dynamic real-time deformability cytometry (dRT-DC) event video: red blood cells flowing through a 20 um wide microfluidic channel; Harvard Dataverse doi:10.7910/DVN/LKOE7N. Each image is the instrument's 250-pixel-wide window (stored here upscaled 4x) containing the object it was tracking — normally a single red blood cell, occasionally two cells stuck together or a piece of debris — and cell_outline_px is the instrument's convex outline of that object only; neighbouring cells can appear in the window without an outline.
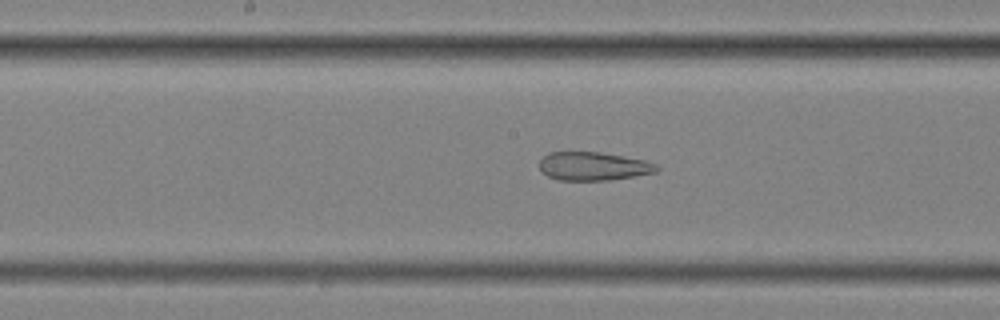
{"species": "common noctule bat (a hibernating species)", "species_latin": "Nyctalus noctula", "temperature_condition": "cold", "stored_images_in_passage": 43, "camera_frame_rate_fps": 3000, "um_per_image_px": 0.085, "animal": {"sex": "female", "body_mass_g": 25.1}, "frame": {"image": 1, "passage_image": 15, "time_ms": 4.667, "image_size_px": [1000, 320], "cell_outline_px": [[660, 168], [656, 172], [608, 180], [556, 180], [548, 176], [540, 168], [540, 160], [548, 152], [600, 152], [624, 156], [644, 160], [656, 164]], "centroid_in_image_um": [50.43, 14.12], "position_along_channel_um": 197.8, "area_um2": 19.31}}
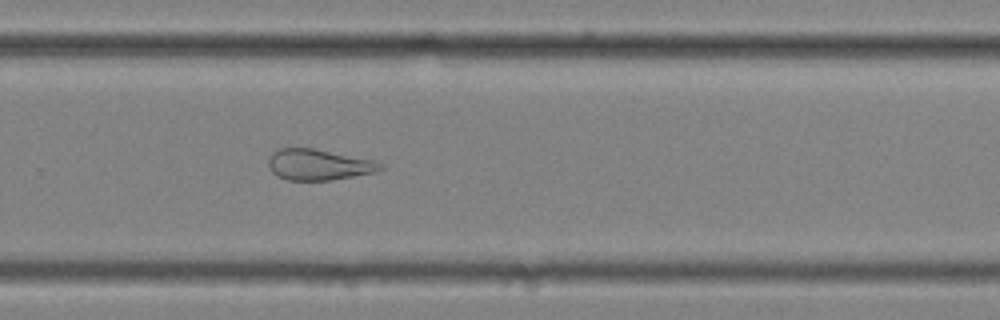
{"frame": {"image": 2, "passage_image": 24, "time_ms": 7.667, "image_size_px": [1000, 320], "cell_outline_px": [[384, 168], [376, 172], [332, 180], [288, 180], [276, 176], [272, 172], [268, 164], [268, 160], [272, 152], [280, 148], [312, 148], [372, 160], [384, 164]], "centroid_in_image_um": [27.07, 14.0], "position_along_channel_um": 302.7, "area_um2": 20.11}}
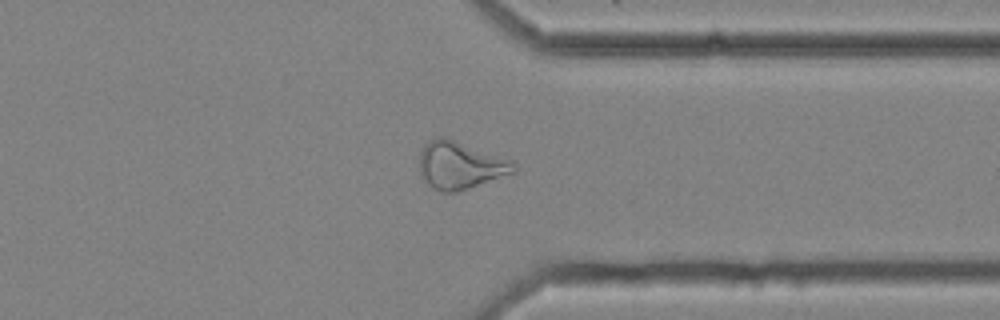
{"frame": {"image": 3, "passage_image": 30, "time_ms": 9.667, "image_size_px": [1000, 320], "cell_outline_px": [[516, 172], [456, 192], [440, 192], [432, 188], [420, 176], [420, 152], [424, 144], [428, 140], [436, 136], [448, 136], [512, 160], [516, 164]], "centroid_in_image_um": [39.1, 14.01], "position_along_channel_um": 372.3, "area_um2": 26.59}, "authors_computed_cell_mechanics": {"area_um2": 23.987, "velocity_mm_per_s": 3.5094, "shape_relaxation_time_tau1_ms": null, "shape_relaxation_time_tau2_ms": 2.9795, "deformation_change_tau1": null, "deformation_change_tau2": 0.1345}}